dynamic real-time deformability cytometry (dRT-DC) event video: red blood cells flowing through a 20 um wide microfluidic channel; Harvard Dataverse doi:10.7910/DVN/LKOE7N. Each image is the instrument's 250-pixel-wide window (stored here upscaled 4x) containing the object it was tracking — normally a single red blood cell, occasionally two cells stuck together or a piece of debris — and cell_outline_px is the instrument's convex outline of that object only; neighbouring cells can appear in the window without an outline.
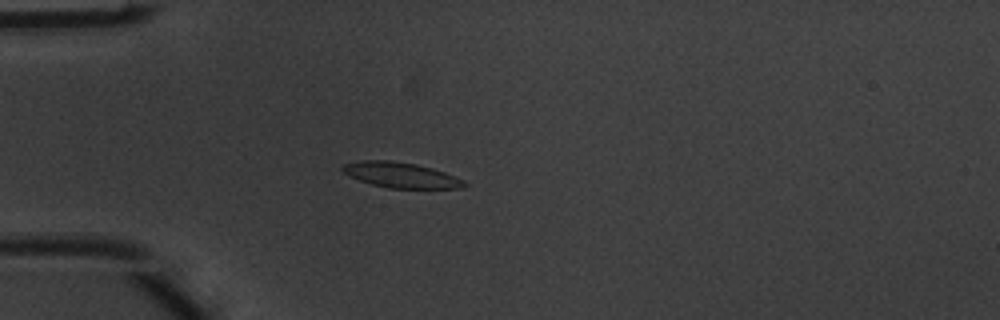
{"species": "common noctule bat (a hibernating species)", "species_latin": "Nyctalus noctula", "temperature_condition": "warm", "stored_images_in_passage": 39, "camera_frame_rate_fps": 3000, "um_per_image_px": 0.085, "animal": {"sex": "male", "body_mass_g": 20.1, "forearm_length_mm": 53.5}, "frame": {"image": 1, "passage_image": 3, "time_ms": 0.667, "image_size_px": [1000, 320], "cell_outline_px": [[468, 184], [464, 188], [388, 188], [372, 184], [360, 180], [344, 172], [340, 168], [344, 164], [360, 160], [392, 160], [416, 164], [432, 168], [444, 172], [464, 180]], "centroid_in_image_um": [34.1, 14.87], "position_along_channel_um": 50.9, "area_um2": 17.92}}
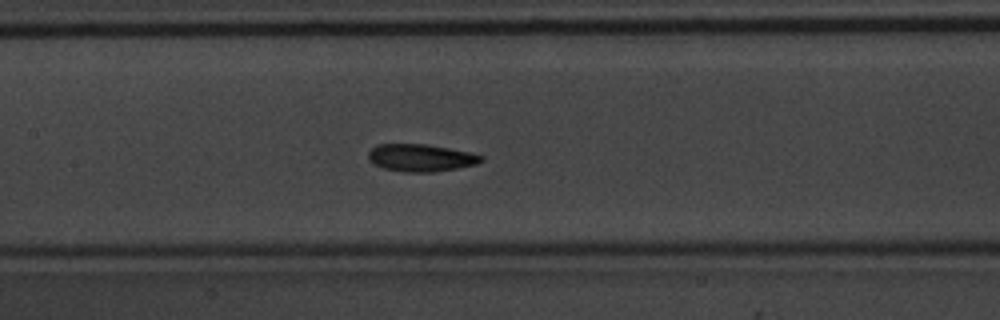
{"frame": {"image": 2, "passage_image": 13, "time_ms": 4.0, "image_size_px": [1000, 320], "cell_outline_px": [[484, 160], [476, 164], [436, 172], [404, 172], [384, 168], [372, 164], [368, 156], [368, 152], [376, 144], [428, 144], [468, 152], [484, 156]], "centroid_in_image_um": [35.75, 13.41], "position_along_channel_um": 171.6, "area_um2": 18.03}}
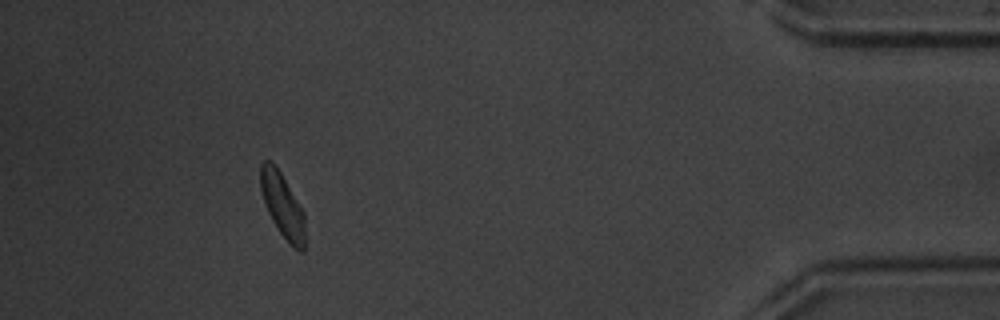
{"frame": {"image": 3, "passage_image": 35, "time_ms": 11.333, "image_size_px": [1000, 320], "cell_outline_px": [[304, 252], [300, 252], [292, 248], [288, 244], [272, 220], [268, 212], [260, 188], [260, 164], [264, 160], [268, 160], [280, 172], [304, 212]], "centroid_in_image_um": [24.01, 17.5], "position_along_channel_um": 411.2, "area_um2": 16.47}, "authors_computed_cell_mechanics": {"area_um2": 17.7446, "velocity_mm_per_s": 4.0009, "shape_relaxation_time_tau1_ms": null, "shape_relaxation_time_tau2_ms": 2.39, "deformation_change_tau1": null, "deformation_change_tau2": 0.0838}}